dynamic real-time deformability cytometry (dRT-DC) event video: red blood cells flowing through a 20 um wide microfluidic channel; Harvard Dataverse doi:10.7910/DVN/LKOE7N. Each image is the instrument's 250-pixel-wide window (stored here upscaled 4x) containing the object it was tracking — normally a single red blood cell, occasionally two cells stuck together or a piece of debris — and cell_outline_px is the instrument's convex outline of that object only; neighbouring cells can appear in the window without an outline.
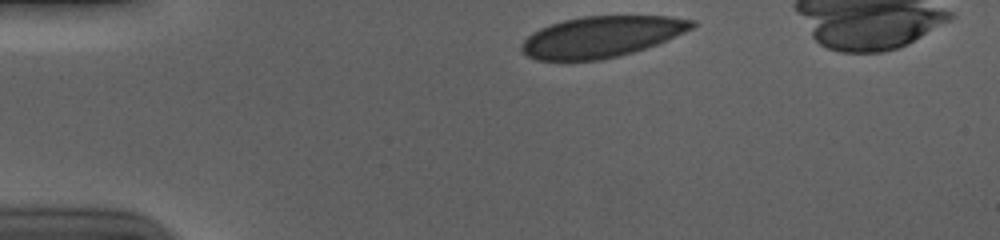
{"species": "human", "species_latin": "Homo sapiens", "temperature_condition": "cold", "stored_images_in_passage": 36, "camera_frame_rate_fps": 3000, "um_per_image_px": 0.085, "donor": {"sex": "male"}, "frame": {"image": 1, "passage_image": 1, "time_ms": 0.0, "image_size_px": [1000, 240], "cell_outline_px": [[696, 24], [692, 28], [660, 44], [632, 52], [600, 60], [536, 60], [520, 52], [520, 44], [532, 32], [540, 28], [564, 20], [584, 16], [672, 16], [696, 20]], "centroid_in_image_um": [51.13, 3.12], "position_along_channel_um": 33.9, "area_um2": 40.86}}
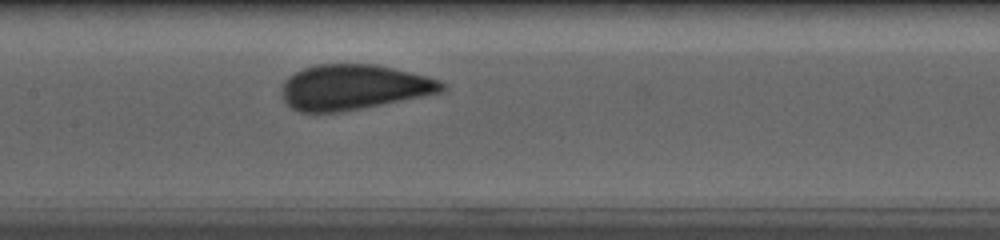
{"frame": {"image": 2, "passage_image": 17, "time_ms": 5.333, "image_size_px": [1000, 240], "cell_outline_px": [[448, 88], [444, 92], [340, 112], [296, 112], [280, 96], [280, 92], [284, 80], [288, 76], [304, 68], [316, 64], [376, 64], [440, 80]], "centroid_in_image_um": [30.02, 7.41], "position_along_channel_um": 177.4, "area_um2": 42.19}}
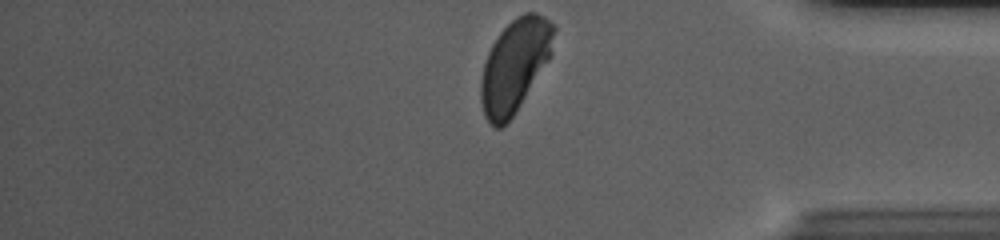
{"frame": {"image": 3, "passage_image": 36, "time_ms": 11.667, "image_size_px": [1000, 240], "cell_outline_px": [[556, 28], [552, 52], [548, 60], [512, 116], [500, 128], [496, 128], [488, 124], [484, 116], [480, 100], [480, 80], [484, 64], [488, 52], [492, 44], [500, 32], [516, 16], [524, 12], [536, 12], [544, 16]], "centroid_in_image_um": [43.73, 5.55], "position_along_channel_um": 391.5, "area_um2": 39.13}, "authors_computed_cell_mechanics": {"area_um2": 42.0784, "velocity_mm_per_s": 3.6839, "shape_relaxation_time_tau1_ms": 4.304, "shape_relaxation_time_tau2_ms": null, "deformation_change_tau1": 0.1315, "deformation_change_tau2": null}}